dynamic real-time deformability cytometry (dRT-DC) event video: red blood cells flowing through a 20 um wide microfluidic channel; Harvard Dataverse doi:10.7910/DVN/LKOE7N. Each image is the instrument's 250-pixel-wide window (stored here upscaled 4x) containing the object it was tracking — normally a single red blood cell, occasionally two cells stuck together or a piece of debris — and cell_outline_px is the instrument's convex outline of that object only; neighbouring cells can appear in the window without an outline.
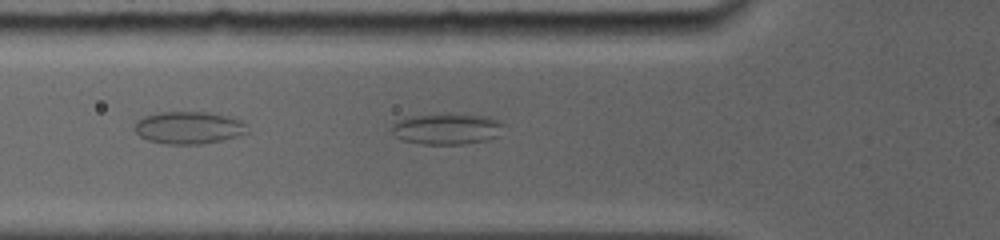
{"species": "common noctule bat (a hibernating species)", "species_latin": "Nyctalus noctula", "temperature_condition": "room temperature", "stored_images_in_passage": 36, "camera_frame_rate_fps": 5000, "um_per_image_px": 0.085, "animal": {"sex": "female", "body_mass_g": 19.0, "forearm_length_mm": 56.7}, "frame": {"image": 1, "passage_image": 8, "time_ms": 1.4, "image_size_px": [1000, 240], "cell_outline_px": [[508, 124], [500, 136], [488, 140], [464, 144], [420, 144], [400, 140], [392, 132], [392, 124], [396, 120], [404, 116], [448, 112], [488, 116], [500, 120]], "centroid_in_image_um": [38.03, 10.92], "position_along_channel_um": 87.8, "area_um2": 21.44}}
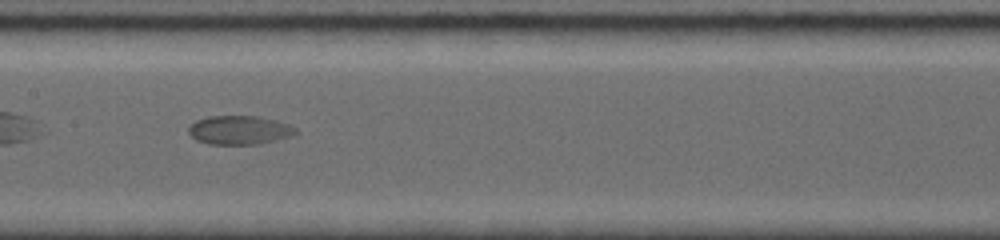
{"frame": {"image": 2, "passage_image": 15, "time_ms": 4.0, "image_size_px": [1000, 240], "cell_outline_px": [[300, 132], [292, 136], [276, 140], [256, 144], [208, 144], [196, 140], [188, 132], [188, 128], [196, 120], [208, 116], [256, 116], [276, 120], [292, 124]], "centroid_in_image_um": [20.39, 11.05], "position_along_channel_um": 187.0, "area_um2": 18.15}}
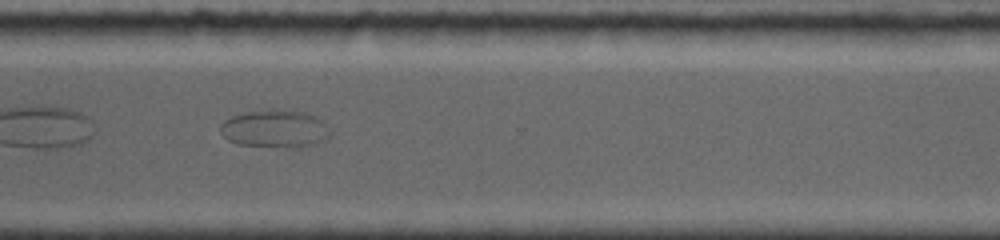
{"frame": {"image": 3, "passage_image": 30, "time_ms": 8.2, "image_size_px": [1000, 240], "cell_outline_px": [[332, 132], [328, 140], [312, 144], [236, 144], [228, 140], [220, 132], [220, 124], [224, 120], [232, 116], [248, 112], [268, 108], [296, 108], [316, 116]], "centroid_in_image_um": [23.38, 10.85], "position_along_channel_um": 347.2, "area_um2": 23.7}}